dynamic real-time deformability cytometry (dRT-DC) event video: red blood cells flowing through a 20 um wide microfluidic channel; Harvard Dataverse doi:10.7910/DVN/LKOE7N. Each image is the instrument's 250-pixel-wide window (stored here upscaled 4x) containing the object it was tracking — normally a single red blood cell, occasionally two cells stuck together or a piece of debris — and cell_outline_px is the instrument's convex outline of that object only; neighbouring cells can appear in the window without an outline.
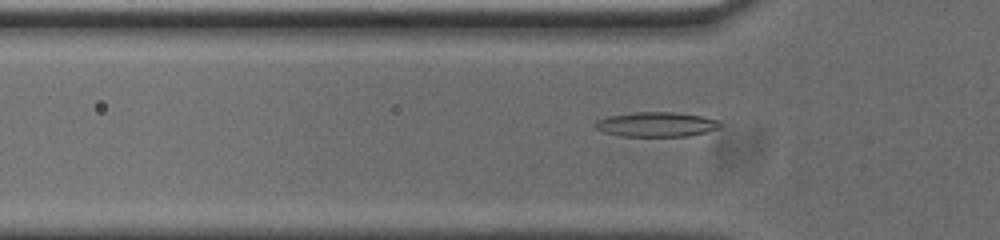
{"species": "common noctule bat (a hibernating species)", "species_latin": "Nyctalus noctula", "temperature_condition": "cold", "stored_images_in_passage": 50, "camera_frame_rate_fps": 3000, "um_per_image_px": 0.085, "animal": {"sex": "male", "body_mass_g": 20.0, "forearm_length_mm": 53.3}, "frame": {"image": 1, "passage_image": 16, "time_ms": 5.0, "image_size_px": [1000, 240], "cell_outline_px": [[720, 128], [688, 136], [620, 136], [604, 132], [596, 128], [596, 120], [608, 116], [636, 112], [676, 112], [700, 116], [720, 120]], "centroid_in_image_um": [55.8, 10.57], "position_along_channel_um": 70.0, "area_um2": 17.86}}
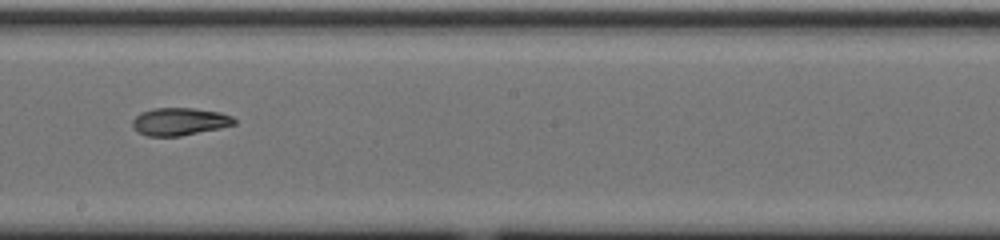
{"frame": {"image": 2, "passage_image": 29, "time_ms": 9.333, "image_size_px": [1000, 240], "cell_outline_px": [[236, 124], [220, 128], [180, 136], [148, 136], [140, 132], [132, 124], [132, 120], [140, 112], [152, 108], [192, 108], [220, 112], [232, 116], [236, 120]], "centroid_in_image_um": [15.28, 10.32], "position_along_channel_um": 232.9, "area_um2": 16.3}}
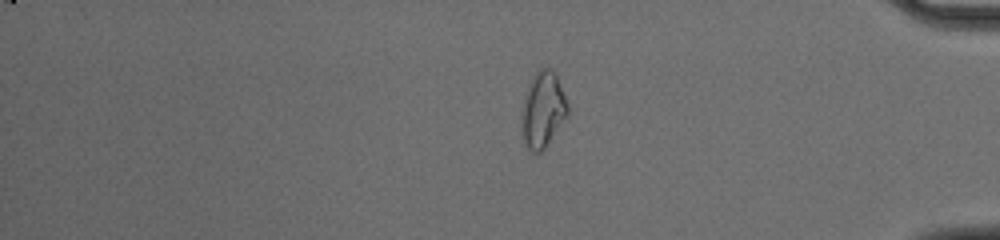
{"frame": {"image": 3, "passage_image": 44, "time_ms": 14.333, "image_size_px": [1000, 240], "cell_outline_px": [[568, 116], [544, 148], [540, 152], [532, 152], [528, 148], [524, 140], [524, 100], [528, 88], [536, 72], [540, 68], [552, 68], [556, 72], [568, 104]], "centroid_in_image_um": [46.21, 9.29], "position_along_channel_um": 389.0, "area_um2": 19.59}, "authors_computed_cell_mechanics": {"area_um2": 17.2822, "velocity_mm_per_s": 3.7492, "shape_relaxation_time_tau1_ms": null, "shape_relaxation_time_tau2_ms": 6.1372, "deformation_change_tau1": null, "deformation_change_tau2": 0.1299}}